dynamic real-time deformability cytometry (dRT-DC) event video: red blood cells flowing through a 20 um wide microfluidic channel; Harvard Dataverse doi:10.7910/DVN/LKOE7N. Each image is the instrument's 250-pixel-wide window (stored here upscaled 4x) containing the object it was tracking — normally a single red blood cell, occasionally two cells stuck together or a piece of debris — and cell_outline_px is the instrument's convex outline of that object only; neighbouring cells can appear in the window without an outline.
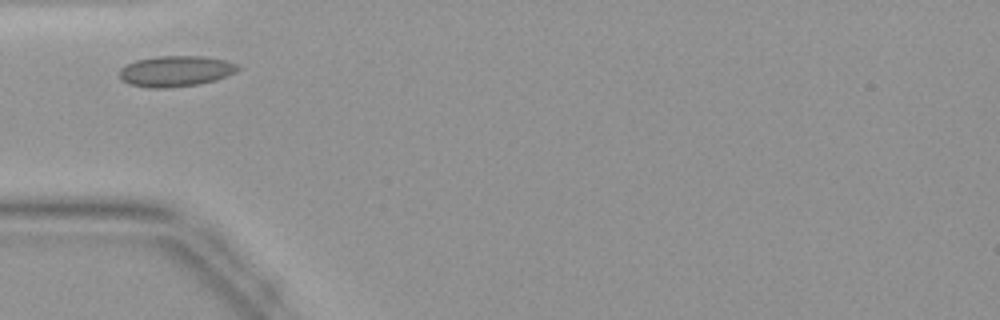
{"species": "common noctule bat (a hibernating species)", "species_latin": "Nyctalus noctula", "temperature_condition": "warm", "stored_images_in_passage": 27, "camera_frame_rate_fps": 3000, "um_per_image_px": 0.085, "animal": {"sex": "female", "body_mass_g": 19.9}, "frame": {"image": 1, "passage_image": 4, "time_ms": 1.0, "image_size_px": [1000, 320], "cell_outline_px": [[240, 68], [236, 72], [216, 80], [200, 84], [168, 88], [148, 88], [128, 84], [120, 76], [120, 68], [136, 60], [156, 56], [204, 56], [224, 60], [236, 64]], "centroid_in_image_um": [14.94, 6.05], "position_along_channel_um": 70.1, "area_um2": 21.27}}
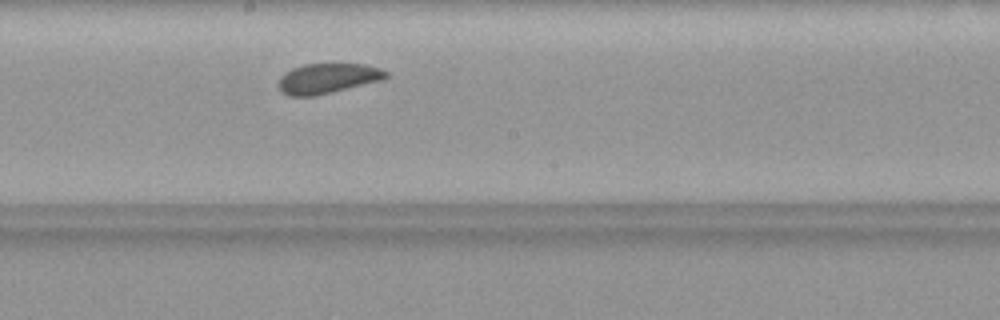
{"frame": {"image": 2, "passage_image": 14, "time_ms": 4.333, "image_size_px": [1000, 320], "cell_outline_px": [[388, 76], [380, 80], [316, 96], [288, 96], [280, 92], [280, 76], [284, 72], [292, 68], [304, 64], [364, 64], [380, 68], [388, 72]], "centroid_in_image_um": [27.82, 6.66], "position_along_channel_um": 220.4, "area_um2": 18.73}}
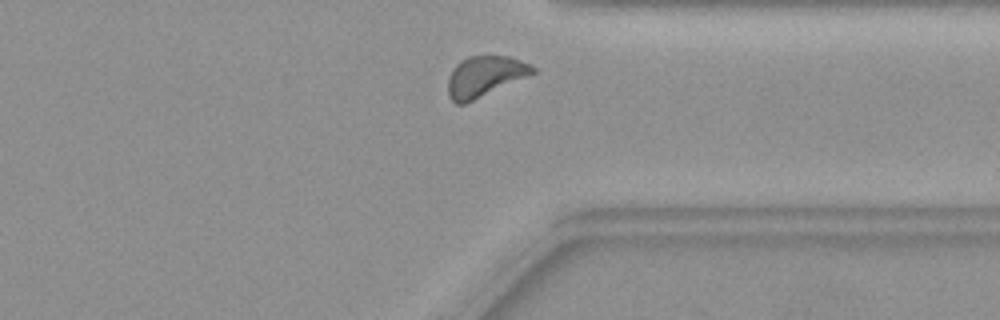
{"frame": {"image": 3, "passage_image": 24, "time_ms": 7.667, "image_size_px": [1000, 320], "cell_outline_px": [[536, 72], [464, 104], [456, 104], [448, 96], [448, 80], [452, 68], [460, 60], [468, 56], [508, 56], [532, 64], [536, 68]], "centroid_in_image_um": [41.18, 6.47], "position_along_channel_um": 370.2, "area_um2": 19.88}}